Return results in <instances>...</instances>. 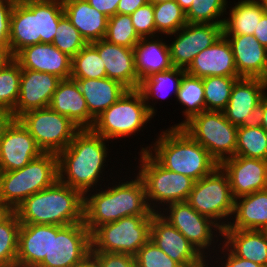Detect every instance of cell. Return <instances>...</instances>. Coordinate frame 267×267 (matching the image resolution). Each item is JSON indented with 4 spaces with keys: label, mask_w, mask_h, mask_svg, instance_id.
<instances>
[{
    "label": "cell",
    "mask_w": 267,
    "mask_h": 267,
    "mask_svg": "<svg viewBox=\"0 0 267 267\" xmlns=\"http://www.w3.org/2000/svg\"><path fill=\"white\" fill-rule=\"evenodd\" d=\"M235 156L267 160V132L257 122L238 127Z\"/></svg>",
    "instance_id": "cell-36"
},
{
    "label": "cell",
    "mask_w": 267,
    "mask_h": 267,
    "mask_svg": "<svg viewBox=\"0 0 267 267\" xmlns=\"http://www.w3.org/2000/svg\"><path fill=\"white\" fill-rule=\"evenodd\" d=\"M235 5V6H234ZM224 18L223 34L253 35L261 17L265 14L260 0H238Z\"/></svg>",
    "instance_id": "cell-33"
},
{
    "label": "cell",
    "mask_w": 267,
    "mask_h": 267,
    "mask_svg": "<svg viewBox=\"0 0 267 267\" xmlns=\"http://www.w3.org/2000/svg\"><path fill=\"white\" fill-rule=\"evenodd\" d=\"M220 164L235 156L238 127L230 123L223 111L204 110L181 127Z\"/></svg>",
    "instance_id": "cell-9"
},
{
    "label": "cell",
    "mask_w": 267,
    "mask_h": 267,
    "mask_svg": "<svg viewBox=\"0 0 267 267\" xmlns=\"http://www.w3.org/2000/svg\"><path fill=\"white\" fill-rule=\"evenodd\" d=\"M149 2H151L152 4H157L160 2H165V1H173V0H148Z\"/></svg>",
    "instance_id": "cell-59"
},
{
    "label": "cell",
    "mask_w": 267,
    "mask_h": 267,
    "mask_svg": "<svg viewBox=\"0 0 267 267\" xmlns=\"http://www.w3.org/2000/svg\"><path fill=\"white\" fill-rule=\"evenodd\" d=\"M152 213L127 216L97 227L91 233V251L122 253L135 256L150 240Z\"/></svg>",
    "instance_id": "cell-8"
},
{
    "label": "cell",
    "mask_w": 267,
    "mask_h": 267,
    "mask_svg": "<svg viewBox=\"0 0 267 267\" xmlns=\"http://www.w3.org/2000/svg\"><path fill=\"white\" fill-rule=\"evenodd\" d=\"M52 44L61 52L73 58L87 42L82 38L79 31L72 25L68 18L64 16L59 21Z\"/></svg>",
    "instance_id": "cell-44"
},
{
    "label": "cell",
    "mask_w": 267,
    "mask_h": 267,
    "mask_svg": "<svg viewBox=\"0 0 267 267\" xmlns=\"http://www.w3.org/2000/svg\"><path fill=\"white\" fill-rule=\"evenodd\" d=\"M261 2L263 4L264 12L267 15V0H261Z\"/></svg>",
    "instance_id": "cell-60"
},
{
    "label": "cell",
    "mask_w": 267,
    "mask_h": 267,
    "mask_svg": "<svg viewBox=\"0 0 267 267\" xmlns=\"http://www.w3.org/2000/svg\"><path fill=\"white\" fill-rule=\"evenodd\" d=\"M222 239L219 241L220 244L217 245V250L218 253L223 254V256L221 257L217 251L215 252V254L217 256H211L210 257L214 259V257L216 258V260L214 261V264H218L216 265V267H264L260 264L254 263L252 261H249L248 259H244V258H240L236 255H234L225 245H223V243H221ZM222 244V245H221ZM218 257V258H217ZM221 257V258H220ZM221 259V260H220ZM224 259V260H223ZM219 261V263H218ZM221 264V265H219Z\"/></svg>",
    "instance_id": "cell-48"
},
{
    "label": "cell",
    "mask_w": 267,
    "mask_h": 267,
    "mask_svg": "<svg viewBox=\"0 0 267 267\" xmlns=\"http://www.w3.org/2000/svg\"><path fill=\"white\" fill-rule=\"evenodd\" d=\"M81 267H96V266L91 262V260H89L85 265Z\"/></svg>",
    "instance_id": "cell-61"
},
{
    "label": "cell",
    "mask_w": 267,
    "mask_h": 267,
    "mask_svg": "<svg viewBox=\"0 0 267 267\" xmlns=\"http://www.w3.org/2000/svg\"><path fill=\"white\" fill-rule=\"evenodd\" d=\"M162 38V35L141 37L134 46L138 86L141 80L151 76L153 73L166 71L174 67L171 61L169 45L165 41L163 42L165 39Z\"/></svg>",
    "instance_id": "cell-27"
},
{
    "label": "cell",
    "mask_w": 267,
    "mask_h": 267,
    "mask_svg": "<svg viewBox=\"0 0 267 267\" xmlns=\"http://www.w3.org/2000/svg\"><path fill=\"white\" fill-rule=\"evenodd\" d=\"M22 69L13 60L0 69V107L13 111L19 97Z\"/></svg>",
    "instance_id": "cell-43"
},
{
    "label": "cell",
    "mask_w": 267,
    "mask_h": 267,
    "mask_svg": "<svg viewBox=\"0 0 267 267\" xmlns=\"http://www.w3.org/2000/svg\"><path fill=\"white\" fill-rule=\"evenodd\" d=\"M91 233L84 222L51 225L48 256L38 267H81L90 260Z\"/></svg>",
    "instance_id": "cell-13"
},
{
    "label": "cell",
    "mask_w": 267,
    "mask_h": 267,
    "mask_svg": "<svg viewBox=\"0 0 267 267\" xmlns=\"http://www.w3.org/2000/svg\"><path fill=\"white\" fill-rule=\"evenodd\" d=\"M138 153L137 175L142 179L147 203L153 212H160L170 203L187 201L194 179L162 167L147 151Z\"/></svg>",
    "instance_id": "cell-6"
},
{
    "label": "cell",
    "mask_w": 267,
    "mask_h": 267,
    "mask_svg": "<svg viewBox=\"0 0 267 267\" xmlns=\"http://www.w3.org/2000/svg\"><path fill=\"white\" fill-rule=\"evenodd\" d=\"M90 260L96 267H137L135 256L129 254L91 251Z\"/></svg>",
    "instance_id": "cell-47"
},
{
    "label": "cell",
    "mask_w": 267,
    "mask_h": 267,
    "mask_svg": "<svg viewBox=\"0 0 267 267\" xmlns=\"http://www.w3.org/2000/svg\"><path fill=\"white\" fill-rule=\"evenodd\" d=\"M8 210L0 205V218L7 212Z\"/></svg>",
    "instance_id": "cell-58"
},
{
    "label": "cell",
    "mask_w": 267,
    "mask_h": 267,
    "mask_svg": "<svg viewBox=\"0 0 267 267\" xmlns=\"http://www.w3.org/2000/svg\"><path fill=\"white\" fill-rule=\"evenodd\" d=\"M61 80L50 73L22 69L19 97L12 111L15 119L28 111L49 107Z\"/></svg>",
    "instance_id": "cell-17"
},
{
    "label": "cell",
    "mask_w": 267,
    "mask_h": 267,
    "mask_svg": "<svg viewBox=\"0 0 267 267\" xmlns=\"http://www.w3.org/2000/svg\"><path fill=\"white\" fill-rule=\"evenodd\" d=\"M92 44L103 60L107 78L120 82L128 90L138 89L133 48L112 44L105 39Z\"/></svg>",
    "instance_id": "cell-23"
},
{
    "label": "cell",
    "mask_w": 267,
    "mask_h": 267,
    "mask_svg": "<svg viewBox=\"0 0 267 267\" xmlns=\"http://www.w3.org/2000/svg\"><path fill=\"white\" fill-rule=\"evenodd\" d=\"M20 226L14 211H7L0 218V262L5 267H16Z\"/></svg>",
    "instance_id": "cell-37"
},
{
    "label": "cell",
    "mask_w": 267,
    "mask_h": 267,
    "mask_svg": "<svg viewBox=\"0 0 267 267\" xmlns=\"http://www.w3.org/2000/svg\"><path fill=\"white\" fill-rule=\"evenodd\" d=\"M49 107L66 116L80 130L91 129L94 124L95 118L89 113L79 85L72 78L59 82Z\"/></svg>",
    "instance_id": "cell-24"
},
{
    "label": "cell",
    "mask_w": 267,
    "mask_h": 267,
    "mask_svg": "<svg viewBox=\"0 0 267 267\" xmlns=\"http://www.w3.org/2000/svg\"><path fill=\"white\" fill-rule=\"evenodd\" d=\"M130 16L135 31L140 37L156 36L154 10L151 2L139 7Z\"/></svg>",
    "instance_id": "cell-46"
},
{
    "label": "cell",
    "mask_w": 267,
    "mask_h": 267,
    "mask_svg": "<svg viewBox=\"0 0 267 267\" xmlns=\"http://www.w3.org/2000/svg\"><path fill=\"white\" fill-rule=\"evenodd\" d=\"M137 267H182L149 240L135 255Z\"/></svg>",
    "instance_id": "cell-45"
},
{
    "label": "cell",
    "mask_w": 267,
    "mask_h": 267,
    "mask_svg": "<svg viewBox=\"0 0 267 267\" xmlns=\"http://www.w3.org/2000/svg\"><path fill=\"white\" fill-rule=\"evenodd\" d=\"M227 8V0H193L186 20L192 24H223Z\"/></svg>",
    "instance_id": "cell-41"
},
{
    "label": "cell",
    "mask_w": 267,
    "mask_h": 267,
    "mask_svg": "<svg viewBox=\"0 0 267 267\" xmlns=\"http://www.w3.org/2000/svg\"><path fill=\"white\" fill-rule=\"evenodd\" d=\"M232 215L234 218L224 229L263 230L267 225V191L236 198Z\"/></svg>",
    "instance_id": "cell-29"
},
{
    "label": "cell",
    "mask_w": 267,
    "mask_h": 267,
    "mask_svg": "<svg viewBox=\"0 0 267 267\" xmlns=\"http://www.w3.org/2000/svg\"><path fill=\"white\" fill-rule=\"evenodd\" d=\"M205 258H207V259H205ZM209 259H210V261L208 260V257H202L197 263H194V264H191V265L185 266V267H210V266H208L209 264L211 265V267H215V264L213 265V259L211 257ZM211 262H212V264H211Z\"/></svg>",
    "instance_id": "cell-56"
},
{
    "label": "cell",
    "mask_w": 267,
    "mask_h": 267,
    "mask_svg": "<svg viewBox=\"0 0 267 267\" xmlns=\"http://www.w3.org/2000/svg\"><path fill=\"white\" fill-rule=\"evenodd\" d=\"M148 0H120L117 7V14L131 15L139 7L147 4Z\"/></svg>",
    "instance_id": "cell-51"
},
{
    "label": "cell",
    "mask_w": 267,
    "mask_h": 267,
    "mask_svg": "<svg viewBox=\"0 0 267 267\" xmlns=\"http://www.w3.org/2000/svg\"><path fill=\"white\" fill-rule=\"evenodd\" d=\"M41 43L37 15L23 2H15L10 16L9 45L15 56L21 49Z\"/></svg>",
    "instance_id": "cell-31"
},
{
    "label": "cell",
    "mask_w": 267,
    "mask_h": 267,
    "mask_svg": "<svg viewBox=\"0 0 267 267\" xmlns=\"http://www.w3.org/2000/svg\"><path fill=\"white\" fill-rule=\"evenodd\" d=\"M241 77L210 76L202 78L205 110L223 111L229 102L232 88Z\"/></svg>",
    "instance_id": "cell-39"
},
{
    "label": "cell",
    "mask_w": 267,
    "mask_h": 267,
    "mask_svg": "<svg viewBox=\"0 0 267 267\" xmlns=\"http://www.w3.org/2000/svg\"><path fill=\"white\" fill-rule=\"evenodd\" d=\"M14 60L10 45H0V69L5 68Z\"/></svg>",
    "instance_id": "cell-55"
},
{
    "label": "cell",
    "mask_w": 267,
    "mask_h": 267,
    "mask_svg": "<svg viewBox=\"0 0 267 267\" xmlns=\"http://www.w3.org/2000/svg\"><path fill=\"white\" fill-rule=\"evenodd\" d=\"M14 212L21 224L68 226L84 222V194L57 180L26 198Z\"/></svg>",
    "instance_id": "cell-4"
},
{
    "label": "cell",
    "mask_w": 267,
    "mask_h": 267,
    "mask_svg": "<svg viewBox=\"0 0 267 267\" xmlns=\"http://www.w3.org/2000/svg\"><path fill=\"white\" fill-rule=\"evenodd\" d=\"M219 238L234 255L267 267V235L262 230L222 229Z\"/></svg>",
    "instance_id": "cell-28"
},
{
    "label": "cell",
    "mask_w": 267,
    "mask_h": 267,
    "mask_svg": "<svg viewBox=\"0 0 267 267\" xmlns=\"http://www.w3.org/2000/svg\"><path fill=\"white\" fill-rule=\"evenodd\" d=\"M160 132L155 143L140 148V152L147 151L162 167L198 181L219 166L181 127H169Z\"/></svg>",
    "instance_id": "cell-3"
},
{
    "label": "cell",
    "mask_w": 267,
    "mask_h": 267,
    "mask_svg": "<svg viewBox=\"0 0 267 267\" xmlns=\"http://www.w3.org/2000/svg\"><path fill=\"white\" fill-rule=\"evenodd\" d=\"M104 39L112 44L134 48L141 37L135 31L130 15L115 14L108 18Z\"/></svg>",
    "instance_id": "cell-42"
},
{
    "label": "cell",
    "mask_w": 267,
    "mask_h": 267,
    "mask_svg": "<svg viewBox=\"0 0 267 267\" xmlns=\"http://www.w3.org/2000/svg\"><path fill=\"white\" fill-rule=\"evenodd\" d=\"M74 80L86 100L89 113L95 119L128 91L120 82L107 77Z\"/></svg>",
    "instance_id": "cell-30"
},
{
    "label": "cell",
    "mask_w": 267,
    "mask_h": 267,
    "mask_svg": "<svg viewBox=\"0 0 267 267\" xmlns=\"http://www.w3.org/2000/svg\"><path fill=\"white\" fill-rule=\"evenodd\" d=\"M15 2L0 0V45H9L10 16Z\"/></svg>",
    "instance_id": "cell-49"
},
{
    "label": "cell",
    "mask_w": 267,
    "mask_h": 267,
    "mask_svg": "<svg viewBox=\"0 0 267 267\" xmlns=\"http://www.w3.org/2000/svg\"><path fill=\"white\" fill-rule=\"evenodd\" d=\"M185 73L184 69L172 67L166 71L153 73L151 76L140 81L137 90L142 94L148 110L153 116H156L157 109L154 107L155 103L153 106L150 105V100L155 99L154 101H157L158 99L167 98L171 91L176 98Z\"/></svg>",
    "instance_id": "cell-32"
},
{
    "label": "cell",
    "mask_w": 267,
    "mask_h": 267,
    "mask_svg": "<svg viewBox=\"0 0 267 267\" xmlns=\"http://www.w3.org/2000/svg\"><path fill=\"white\" fill-rule=\"evenodd\" d=\"M64 15L87 43L104 39L108 17L93 8L87 0H62Z\"/></svg>",
    "instance_id": "cell-26"
},
{
    "label": "cell",
    "mask_w": 267,
    "mask_h": 267,
    "mask_svg": "<svg viewBox=\"0 0 267 267\" xmlns=\"http://www.w3.org/2000/svg\"><path fill=\"white\" fill-rule=\"evenodd\" d=\"M256 122L267 132V94L261 100Z\"/></svg>",
    "instance_id": "cell-54"
},
{
    "label": "cell",
    "mask_w": 267,
    "mask_h": 267,
    "mask_svg": "<svg viewBox=\"0 0 267 267\" xmlns=\"http://www.w3.org/2000/svg\"><path fill=\"white\" fill-rule=\"evenodd\" d=\"M23 3L37 15L41 43L52 44L59 21L65 16L62 0H26Z\"/></svg>",
    "instance_id": "cell-34"
},
{
    "label": "cell",
    "mask_w": 267,
    "mask_h": 267,
    "mask_svg": "<svg viewBox=\"0 0 267 267\" xmlns=\"http://www.w3.org/2000/svg\"><path fill=\"white\" fill-rule=\"evenodd\" d=\"M135 175L133 180L116 181L112 187L108 183L104 189L99 187L101 190H90L84 194V224L90 233L123 217L149 216L153 212L147 203L142 179Z\"/></svg>",
    "instance_id": "cell-2"
},
{
    "label": "cell",
    "mask_w": 267,
    "mask_h": 267,
    "mask_svg": "<svg viewBox=\"0 0 267 267\" xmlns=\"http://www.w3.org/2000/svg\"><path fill=\"white\" fill-rule=\"evenodd\" d=\"M108 142L91 129L79 130L68 147L57 154L58 180L83 194L101 187L100 178L109 162Z\"/></svg>",
    "instance_id": "cell-1"
},
{
    "label": "cell",
    "mask_w": 267,
    "mask_h": 267,
    "mask_svg": "<svg viewBox=\"0 0 267 267\" xmlns=\"http://www.w3.org/2000/svg\"><path fill=\"white\" fill-rule=\"evenodd\" d=\"M222 25L187 23L177 32L168 34L175 37L168 44L173 66L186 70L199 52L210 47L223 34Z\"/></svg>",
    "instance_id": "cell-14"
},
{
    "label": "cell",
    "mask_w": 267,
    "mask_h": 267,
    "mask_svg": "<svg viewBox=\"0 0 267 267\" xmlns=\"http://www.w3.org/2000/svg\"><path fill=\"white\" fill-rule=\"evenodd\" d=\"M103 60L96 47L87 43L73 58L71 64L72 79H101L106 77Z\"/></svg>",
    "instance_id": "cell-38"
},
{
    "label": "cell",
    "mask_w": 267,
    "mask_h": 267,
    "mask_svg": "<svg viewBox=\"0 0 267 267\" xmlns=\"http://www.w3.org/2000/svg\"><path fill=\"white\" fill-rule=\"evenodd\" d=\"M58 180L56 153H42L21 169L0 171V205L14 211L26 198Z\"/></svg>",
    "instance_id": "cell-5"
},
{
    "label": "cell",
    "mask_w": 267,
    "mask_h": 267,
    "mask_svg": "<svg viewBox=\"0 0 267 267\" xmlns=\"http://www.w3.org/2000/svg\"><path fill=\"white\" fill-rule=\"evenodd\" d=\"M185 72L199 78L240 77L230 43L223 34L210 47L199 52Z\"/></svg>",
    "instance_id": "cell-21"
},
{
    "label": "cell",
    "mask_w": 267,
    "mask_h": 267,
    "mask_svg": "<svg viewBox=\"0 0 267 267\" xmlns=\"http://www.w3.org/2000/svg\"><path fill=\"white\" fill-rule=\"evenodd\" d=\"M219 166L228 177L234 199L264 189L267 160L234 156Z\"/></svg>",
    "instance_id": "cell-18"
},
{
    "label": "cell",
    "mask_w": 267,
    "mask_h": 267,
    "mask_svg": "<svg viewBox=\"0 0 267 267\" xmlns=\"http://www.w3.org/2000/svg\"><path fill=\"white\" fill-rule=\"evenodd\" d=\"M262 231L267 235V225L264 227Z\"/></svg>",
    "instance_id": "cell-63"
},
{
    "label": "cell",
    "mask_w": 267,
    "mask_h": 267,
    "mask_svg": "<svg viewBox=\"0 0 267 267\" xmlns=\"http://www.w3.org/2000/svg\"><path fill=\"white\" fill-rule=\"evenodd\" d=\"M152 118L142 94L128 90L95 119L91 130L108 141L121 140L138 134Z\"/></svg>",
    "instance_id": "cell-7"
},
{
    "label": "cell",
    "mask_w": 267,
    "mask_h": 267,
    "mask_svg": "<svg viewBox=\"0 0 267 267\" xmlns=\"http://www.w3.org/2000/svg\"><path fill=\"white\" fill-rule=\"evenodd\" d=\"M223 35L230 43L238 75L267 80V48L254 35Z\"/></svg>",
    "instance_id": "cell-22"
},
{
    "label": "cell",
    "mask_w": 267,
    "mask_h": 267,
    "mask_svg": "<svg viewBox=\"0 0 267 267\" xmlns=\"http://www.w3.org/2000/svg\"><path fill=\"white\" fill-rule=\"evenodd\" d=\"M204 96L205 93L202 78L185 73L176 96L177 102L179 101V104L183 105L185 108H183L184 111H182L185 120L171 127H182L192 117L204 111Z\"/></svg>",
    "instance_id": "cell-35"
},
{
    "label": "cell",
    "mask_w": 267,
    "mask_h": 267,
    "mask_svg": "<svg viewBox=\"0 0 267 267\" xmlns=\"http://www.w3.org/2000/svg\"><path fill=\"white\" fill-rule=\"evenodd\" d=\"M14 2H23V1H26V0H12Z\"/></svg>",
    "instance_id": "cell-64"
},
{
    "label": "cell",
    "mask_w": 267,
    "mask_h": 267,
    "mask_svg": "<svg viewBox=\"0 0 267 267\" xmlns=\"http://www.w3.org/2000/svg\"><path fill=\"white\" fill-rule=\"evenodd\" d=\"M14 60L21 69H30L56 75L61 79L71 76L72 58L53 44L39 43L21 49Z\"/></svg>",
    "instance_id": "cell-20"
},
{
    "label": "cell",
    "mask_w": 267,
    "mask_h": 267,
    "mask_svg": "<svg viewBox=\"0 0 267 267\" xmlns=\"http://www.w3.org/2000/svg\"><path fill=\"white\" fill-rule=\"evenodd\" d=\"M120 0H87L96 10L106 15L108 18L117 14V7Z\"/></svg>",
    "instance_id": "cell-50"
},
{
    "label": "cell",
    "mask_w": 267,
    "mask_h": 267,
    "mask_svg": "<svg viewBox=\"0 0 267 267\" xmlns=\"http://www.w3.org/2000/svg\"><path fill=\"white\" fill-rule=\"evenodd\" d=\"M165 207L159 212L160 215L181 232L203 257L217 251L215 244L218 237H222V228L216 222L199 214L186 201L170 203Z\"/></svg>",
    "instance_id": "cell-11"
},
{
    "label": "cell",
    "mask_w": 267,
    "mask_h": 267,
    "mask_svg": "<svg viewBox=\"0 0 267 267\" xmlns=\"http://www.w3.org/2000/svg\"><path fill=\"white\" fill-rule=\"evenodd\" d=\"M150 240L182 267L197 263L203 257L159 212H152Z\"/></svg>",
    "instance_id": "cell-19"
},
{
    "label": "cell",
    "mask_w": 267,
    "mask_h": 267,
    "mask_svg": "<svg viewBox=\"0 0 267 267\" xmlns=\"http://www.w3.org/2000/svg\"><path fill=\"white\" fill-rule=\"evenodd\" d=\"M263 190L267 191V170H266L265 185H264V189Z\"/></svg>",
    "instance_id": "cell-62"
},
{
    "label": "cell",
    "mask_w": 267,
    "mask_h": 267,
    "mask_svg": "<svg viewBox=\"0 0 267 267\" xmlns=\"http://www.w3.org/2000/svg\"><path fill=\"white\" fill-rule=\"evenodd\" d=\"M42 153L29 131L15 119L0 139V171L21 169Z\"/></svg>",
    "instance_id": "cell-16"
},
{
    "label": "cell",
    "mask_w": 267,
    "mask_h": 267,
    "mask_svg": "<svg viewBox=\"0 0 267 267\" xmlns=\"http://www.w3.org/2000/svg\"><path fill=\"white\" fill-rule=\"evenodd\" d=\"M267 80L262 78L238 79L223 113L226 119L239 127L257 121L261 100L267 94Z\"/></svg>",
    "instance_id": "cell-15"
},
{
    "label": "cell",
    "mask_w": 267,
    "mask_h": 267,
    "mask_svg": "<svg viewBox=\"0 0 267 267\" xmlns=\"http://www.w3.org/2000/svg\"><path fill=\"white\" fill-rule=\"evenodd\" d=\"M175 1L181 6L182 10L186 13L189 10L193 0H175Z\"/></svg>",
    "instance_id": "cell-57"
},
{
    "label": "cell",
    "mask_w": 267,
    "mask_h": 267,
    "mask_svg": "<svg viewBox=\"0 0 267 267\" xmlns=\"http://www.w3.org/2000/svg\"><path fill=\"white\" fill-rule=\"evenodd\" d=\"M18 120L29 131L43 153H56L64 150L80 130L66 116L50 107L31 110Z\"/></svg>",
    "instance_id": "cell-12"
},
{
    "label": "cell",
    "mask_w": 267,
    "mask_h": 267,
    "mask_svg": "<svg viewBox=\"0 0 267 267\" xmlns=\"http://www.w3.org/2000/svg\"><path fill=\"white\" fill-rule=\"evenodd\" d=\"M254 37L267 48V15L264 14L255 28Z\"/></svg>",
    "instance_id": "cell-52"
},
{
    "label": "cell",
    "mask_w": 267,
    "mask_h": 267,
    "mask_svg": "<svg viewBox=\"0 0 267 267\" xmlns=\"http://www.w3.org/2000/svg\"><path fill=\"white\" fill-rule=\"evenodd\" d=\"M234 201L228 177L218 166L209 175L195 181L186 202L224 229L233 217Z\"/></svg>",
    "instance_id": "cell-10"
},
{
    "label": "cell",
    "mask_w": 267,
    "mask_h": 267,
    "mask_svg": "<svg viewBox=\"0 0 267 267\" xmlns=\"http://www.w3.org/2000/svg\"><path fill=\"white\" fill-rule=\"evenodd\" d=\"M50 245L51 225L21 224L16 267H38L48 256Z\"/></svg>",
    "instance_id": "cell-25"
},
{
    "label": "cell",
    "mask_w": 267,
    "mask_h": 267,
    "mask_svg": "<svg viewBox=\"0 0 267 267\" xmlns=\"http://www.w3.org/2000/svg\"><path fill=\"white\" fill-rule=\"evenodd\" d=\"M14 120L15 117L12 111L0 107V139Z\"/></svg>",
    "instance_id": "cell-53"
},
{
    "label": "cell",
    "mask_w": 267,
    "mask_h": 267,
    "mask_svg": "<svg viewBox=\"0 0 267 267\" xmlns=\"http://www.w3.org/2000/svg\"><path fill=\"white\" fill-rule=\"evenodd\" d=\"M153 10L156 36L175 33L187 24L185 12L175 0L153 4Z\"/></svg>",
    "instance_id": "cell-40"
}]
</instances>
